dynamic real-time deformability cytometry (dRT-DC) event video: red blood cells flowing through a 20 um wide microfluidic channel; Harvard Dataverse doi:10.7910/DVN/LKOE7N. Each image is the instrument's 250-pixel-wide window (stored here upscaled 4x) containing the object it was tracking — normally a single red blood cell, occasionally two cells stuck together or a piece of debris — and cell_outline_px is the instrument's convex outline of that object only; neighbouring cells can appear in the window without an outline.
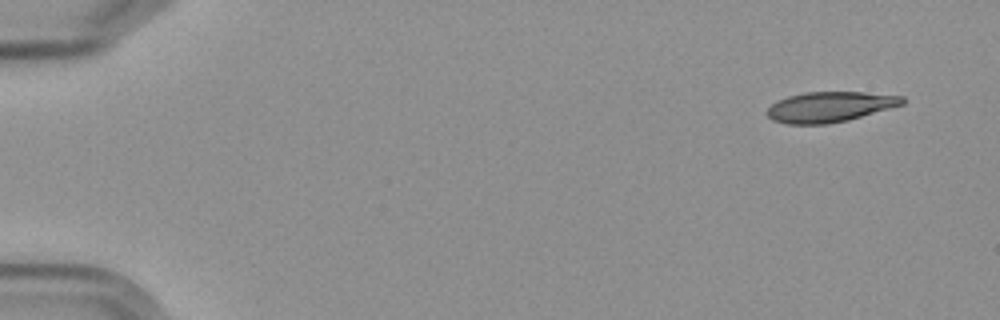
{"species": "Egyptian fruit bat (a non-hibernating species)", "species_latin": "Rousettus aegyptiacus", "temperature_condition": "cold", "stored_images_in_passage": 5, "camera_frame_rate_fps": 3000, "um_per_image_px": 0.085, "frame": {"image": 1, "passage_image": 1, "time_ms": 0.0, "image_size_px": [1000, 320], "cell_outline_px": [[904, 104], [848, 120], [828, 124], [784, 124], [772, 120], [764, 112], [776, 100], [788, 96], [804, 92], [864, 92], [904, 96]], "centroid_in_image_um": [70.49, 9.08], "position_along_channel_um": 14.5, "area_um2": 24.04}}
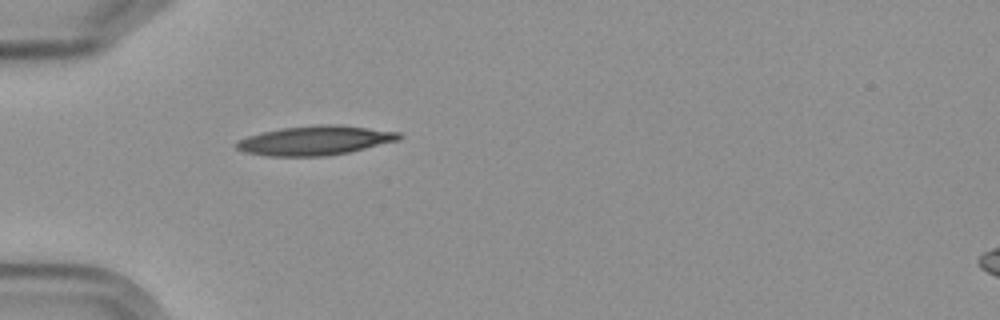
{"frame": {"image": 2, "passage_image": 5, "time_ms": 4.667, "image_size_px": [1000, 320], "cell_outline_px": [[404, 136], [400, 140], [348, 152], [324, 156], [268, 156], [244, 152], [236, 148], [236, 140], [248, 136], [280, 128], [320, 124], [336, 124], [400, 132]], "centroid_in_image_um": [26.79, 11.93], "position_along_channel_um": 58.2, "area_um2": 27.74}}